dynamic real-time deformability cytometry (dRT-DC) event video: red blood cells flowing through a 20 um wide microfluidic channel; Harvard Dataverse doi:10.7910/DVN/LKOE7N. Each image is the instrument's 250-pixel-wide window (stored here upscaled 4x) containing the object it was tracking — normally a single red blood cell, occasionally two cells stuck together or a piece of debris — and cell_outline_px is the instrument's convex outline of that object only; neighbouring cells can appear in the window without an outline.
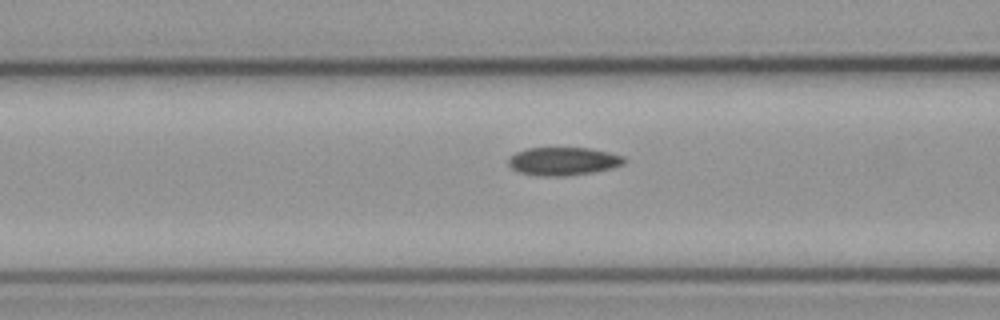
{"species": "common noctule bat (a hibernating species)", "species_latin": "Nyctalus noctula", "temperature_condition": "cold", "stored_images_in_passage": 20, "camera_frame_rate_fps": 3000, "um_per_image_px": 0.085, "animal": {"sex": "male", "body_mass_g": 23.1, "forearm_length_mm": 52.7}, "frame": {"image": 1, "passage_image": 15, "time_ms": 4.667, "image_size_px": [1000, 320], "cell_outline_px": [[624, 164], [612, 168], [592, 172], [564, 176], [536, 176], [516, 172], [508, 164], [508, 160], [516, 152], [528, 148], [588, 148], [608, 152], [624, 156]], "centroid_in_image_um": [47.85, 13.71], "position_along_channel_um": 118.8, "area_um2": 18.96}}